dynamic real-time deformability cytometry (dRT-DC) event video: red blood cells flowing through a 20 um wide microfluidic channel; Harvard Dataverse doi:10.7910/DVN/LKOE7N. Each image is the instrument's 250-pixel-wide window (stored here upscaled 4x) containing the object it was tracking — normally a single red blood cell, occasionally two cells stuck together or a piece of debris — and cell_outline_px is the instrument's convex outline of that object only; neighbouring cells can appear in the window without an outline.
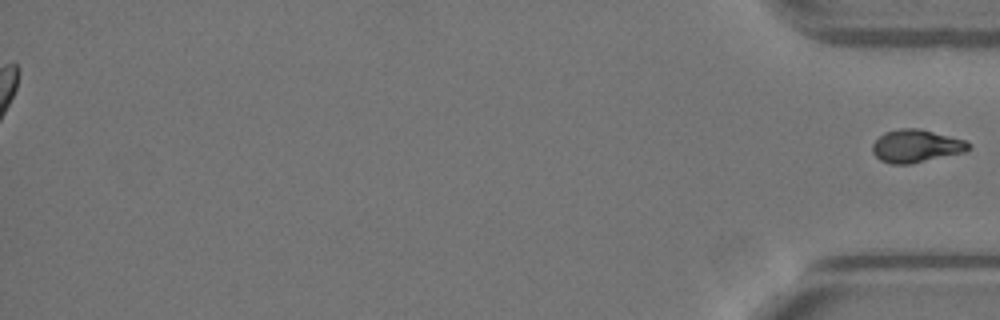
{"species": "Egyptian fruit bat (a non-hibernating species)", "species_latin": "Rousettus aegyptiacus", "temperature_condition": "warm", "stored_images_in_passage": 38, "segment_of_instrument_passage": [2, 2], "camera_frame_rate_fps": 3000, "um_per_image_px": 0.085, "animal": {"sex": "female"}, "frame": {"image": 1, "passage_image": 38, "time_ms": 12.333, "image_size_px": [1000, 320], "cell_outline_px": [[972, 148], [964, 152], [912, 164], [892, 164], [880, 160], [872, 152], [872, 144], [884, 132], [900, 128], [920, 128], [968, 140], [972, 144]], "centroid_in_image_um": [77.92, 12.4], "position_along_channel_um": 357.3, "area_um2": 18.73}}